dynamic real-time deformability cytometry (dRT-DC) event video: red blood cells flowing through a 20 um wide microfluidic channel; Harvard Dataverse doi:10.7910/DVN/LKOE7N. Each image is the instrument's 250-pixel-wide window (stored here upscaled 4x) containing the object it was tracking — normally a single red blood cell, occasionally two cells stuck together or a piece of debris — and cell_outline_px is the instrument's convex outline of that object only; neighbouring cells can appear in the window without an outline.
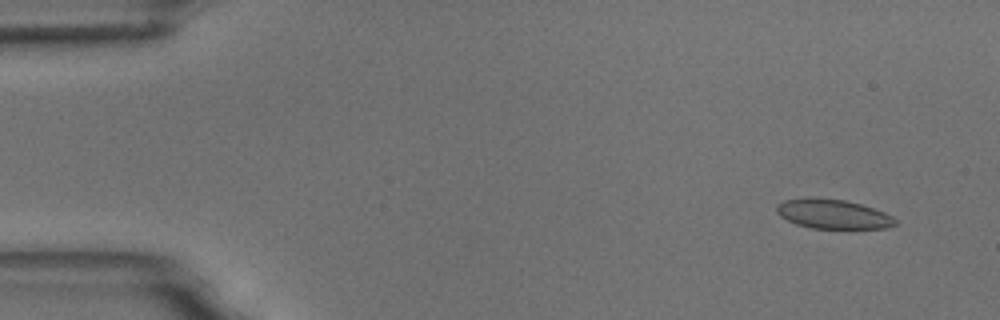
{"species": "common noctule bat (a hibernating species)", "species_latin": "Nyctalus noctula", "temperature_condition": "room temperature", "stored_images_in_passage": 6, "camera_frame_rate_fps": 3000, "um_per_image_px": 0.085, "animal": {"sex": "male", "body_mass_g": 18.8}, "frame": {"image": 1, "passage_image": 2, "time_ms": 1.0, "image_size_px": [1000, 320], "cell_outline_px": [[896, 224], [884, 228], [812, 228], [796, 224], [780, 216], [776, 212], [776, 204], [784, 200], [804, 196], [808, 196], [844, 200], [860, 204], [884, 212], [892, 216], [896, 220]], "centroid_in_image_um": [70.73, 18.17], "position_along_channel_um": 14.3, "area_um2": 20.4}}
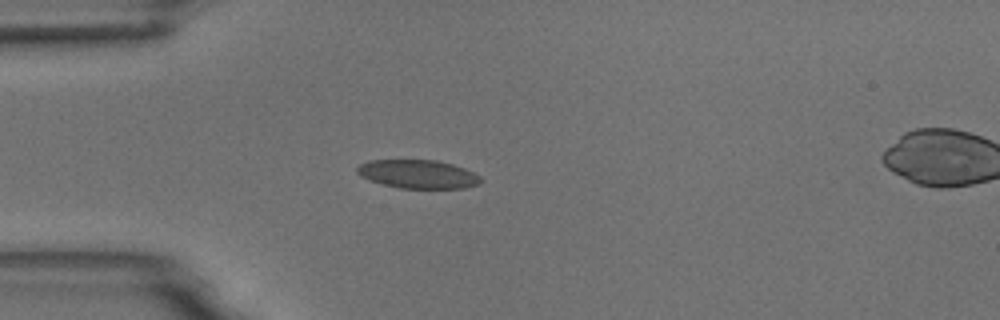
{"frame": {"image": 2, "passage_image": 5, "time_ms": 4.667, "image_size_px": [1000, 320], "cell_outline_px": [[480, 184], [464, 188], [400, 188], [380, 184], [368, 180], [360, 176], [356, 172], [356, 168], [360, 164], [368, 160], [436, 160], [452, 164], [464, 168], [480, 176]], "centroid_in_image_um": [35.48, 14.8], "position_along_channel_um": 49.5, "area_um2": 20.63}}